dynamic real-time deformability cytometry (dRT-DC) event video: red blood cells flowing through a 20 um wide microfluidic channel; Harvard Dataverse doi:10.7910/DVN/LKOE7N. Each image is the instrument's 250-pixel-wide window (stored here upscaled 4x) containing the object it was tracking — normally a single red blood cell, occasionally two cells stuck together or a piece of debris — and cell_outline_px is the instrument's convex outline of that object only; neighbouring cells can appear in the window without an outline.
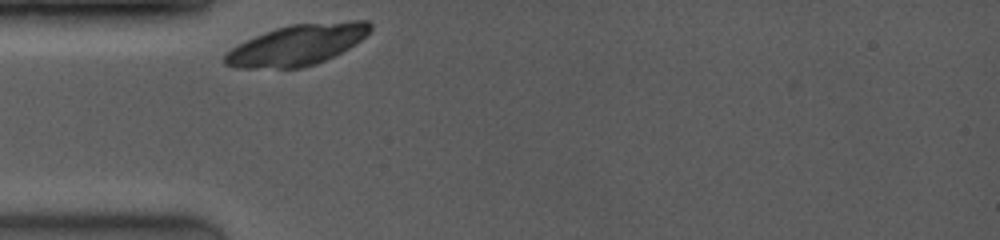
{"species": "common noctule bat (a hibernating species)", "species_latin": "Nyctalus noctula", "temperature_condition": "room temperature", "stored_images_in_passage": 19, "camera_frame_rate_fps": 4000, "um_per_image_px": 0.085, "animal": {"sex": "female", "body_mass_g": 19.0, "forearm_length_mm": 53.3}, "frame": {"image": 1, "passage_image": 2, "time_ms": 0.25, "image_size_px": [1000, 240], "cell_outline_px": [[372, 28], [360, 40], [348, 48], [324, 60], [300, 68], [240, 68], [224, 64], [224, 56], [232, 48], [264, 32], [276, 28], [292, 24], [348, 20], [364, 20], [372, 24]], "centroid_in_image_um": [25.27, 3.8], "position_along_channel_um": 59.7, "area_um2": 33.99}}
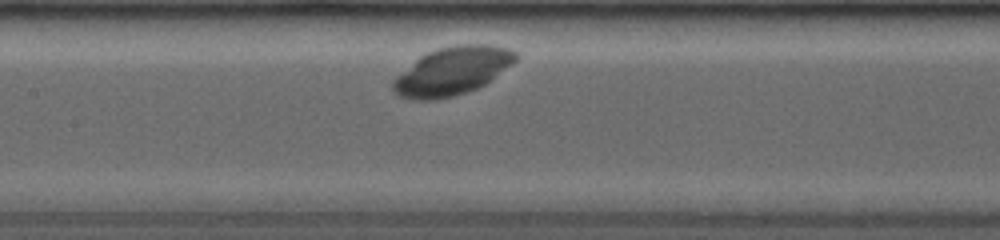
{"frame": {"image": 2, "passage_image": 14, "time_ms": 3.25, "image_size_px": [1000, 240], "cell_outline_px": [[520, 56], [512, 64], [484, 84], [476, 88], [452, 96], [436, 100], [416, 100], [400, 96], [392, 88], [392, 84], [396, 76], [424, 52], [436, 48], [456, 44], [492, 44], [508, 48], [516, 52]], "centroid_in_image_um": [38.44, 6.0], "position_along_channel_um": 169.0, "area_um2": 34.33}}